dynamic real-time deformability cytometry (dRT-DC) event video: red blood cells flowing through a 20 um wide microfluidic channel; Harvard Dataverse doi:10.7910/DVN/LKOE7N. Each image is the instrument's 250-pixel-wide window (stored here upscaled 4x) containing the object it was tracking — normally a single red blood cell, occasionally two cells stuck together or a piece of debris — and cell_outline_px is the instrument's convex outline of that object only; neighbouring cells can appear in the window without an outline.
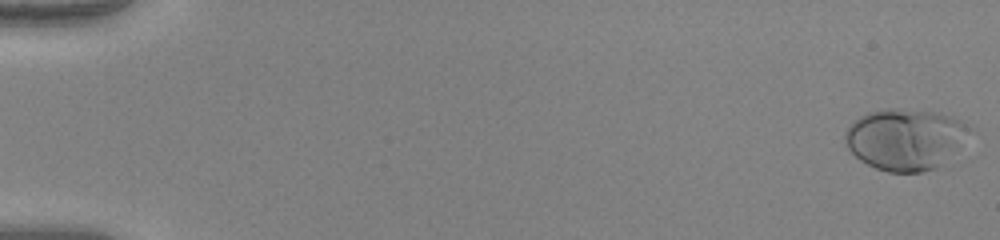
{"species": "human", "species_latin": "Homo sapiens", "temperature_condition": "warm", "stored_images_in_passage": 52, "camera_frame_rate_fps": 3000, "um_per_image_px": 0.085, "donor": {"sex": "female"}, "frame": {"image": 1, "passage_image": 1, "time_ms": 0.0, "image_size_px": [1000, 240], "cell_outline_px": [[972, 128], [936, 168], [920, 172], [888, 172], [876, 168], [860, 160], [844, 144], [844, 132], [856, 120], [868, 112], [940, 112], [952, 116], [960, 120]], "centroid_in_image_um": [76.89, 11.87], "position_along_channel_um": 8.1, "area_um2": 42.48}}
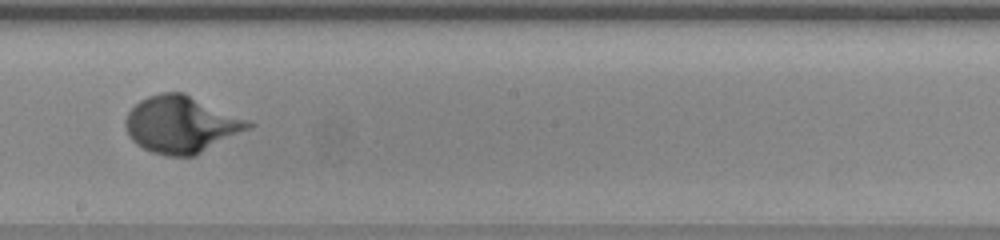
{"frame": {"image": 2, "passage_image": 31, "time_ms": 10.0, "image_size_px": [1000, 240], "cell_outline_px": [[256, 124], [252, 128], [192, 156], [164, 156], [152, 152], [136, 144], [128, 136], [124, 124], [124, 120], [128, 112], [140, 100], [148, 96], [160, 92], [184, 92], [248, 120]], "centroid_in_image_um": [15.38, 10.57], "position_along_channel_um": 232.8, "area_um2": 40.69}}
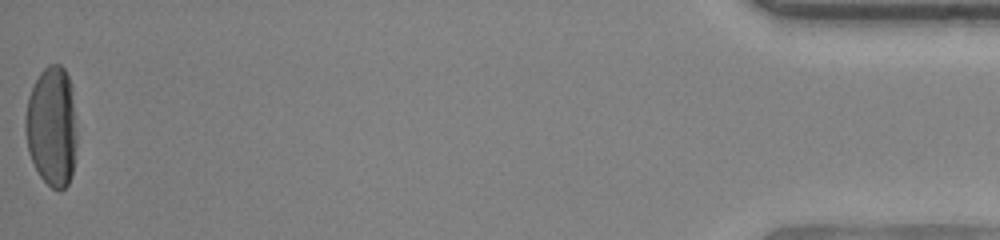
{"frame": {"image": 3, "passage_image": 52, "time_ms": 17.0, "image_size_px": [1000, 240], "cell_outline_px": [[76, 144], [72, 172], [68, 184], [60, 192], [52, 188], [40, 176], [28, 152], [24, 128], [24, 120], [28, 96], [40, 72], [48, 64], [60, 64], [64, 68], [68, 76], [72, 88], [76, 136]], "centroid_in_image_um": [4.39, 10.74], "position_along_channel_um": 430.8, "area_um2": 36.13}}